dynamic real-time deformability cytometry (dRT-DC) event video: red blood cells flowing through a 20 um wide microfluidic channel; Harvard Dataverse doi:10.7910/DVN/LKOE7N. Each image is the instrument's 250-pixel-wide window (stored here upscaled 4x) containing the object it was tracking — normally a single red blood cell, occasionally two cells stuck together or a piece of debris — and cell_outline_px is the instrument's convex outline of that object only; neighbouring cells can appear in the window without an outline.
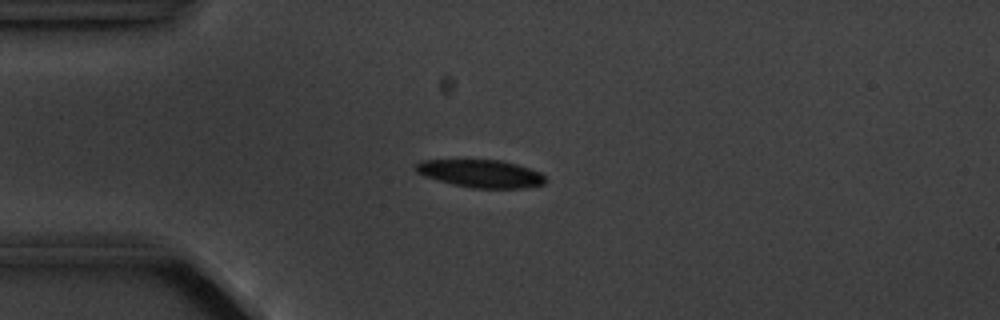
{"species": "common noctule bat (a hibernating species)", "species_latin": "Nyctalus noctula", "temperature_condition": "cold", "stored_images_in_passage": 9, "camera_frame_rate_fps": 3000, "um_per_image_px": 0.085, "animal": {"sex": "male", "body_mass_g": 20.1, "forearm_length_mm": 53.5}, "frame": {"image": 1, "passage_image": 4, "time_ms": 3.667, "image_size_px": [1000, 320], "cell_outline_px": [[548, 180], [544, 184], [524, 188], [472, 188], [452, 184], [424, 176], [416, 172], [416, 164], [420, 160], [500, 160], [516, 164], [540, 172]], "centroid_in_image_um": [40.88, 14.76], "position_along_channel_um": 44.1, "area_um2": 20.92}}
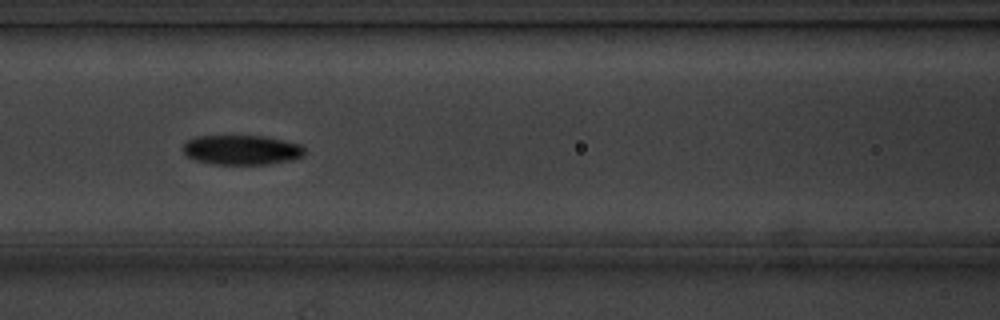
{"frame": {"image": 2, "passage_image": 7, "time_ms": 7.0, "image_size_px": [1000, 320], "cell_outline_px": [[304, 156], [292, 160], [268, 164], [212, 164], [196, 160], [188, 156], [184, 152], [184, 144], [188, 140], [196, 136], [264, 136], [284, 140], [300, 144], [304, 148]], "centroid_in_image_um": [20.57, 12.74], "position_along_channel_um": 146.0, "area_um2": 20.98}}